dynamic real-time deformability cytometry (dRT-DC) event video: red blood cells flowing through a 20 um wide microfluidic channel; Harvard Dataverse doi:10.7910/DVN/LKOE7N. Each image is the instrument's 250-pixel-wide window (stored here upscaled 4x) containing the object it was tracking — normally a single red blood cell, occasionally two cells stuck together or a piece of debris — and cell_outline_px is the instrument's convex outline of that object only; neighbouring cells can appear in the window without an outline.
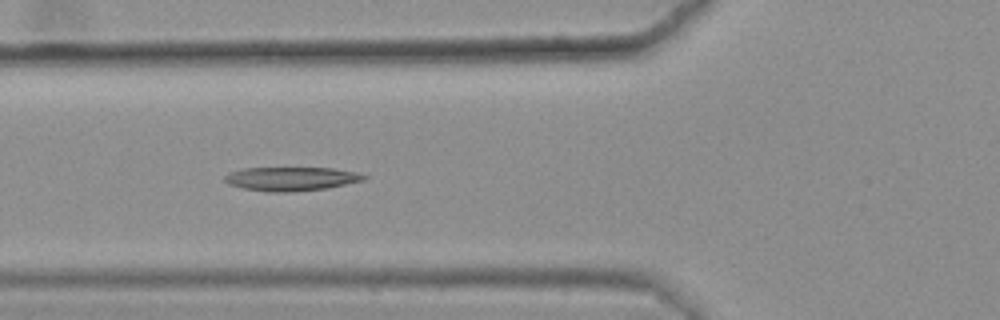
{"species": "common noctule bat (a hibernating species)", "species_latin": "Nyctalus noctula", "temperature_condition": "warm", "stored_images_in_passage": 48, "camera_frame_rate_fps": 3000, "um_per_image_px": 0.085, "animal": {"sex": "female", "body_mass_g": 25.1}, "frame": {"image": 1, "passage_image": 21, "time_ms": 6.667, "image_size_px": [1000, 320], "cell_outline_px": [[368, 176], [364, 180], [324, 188], [292, 192], [268, 192], [244, 188], [228, 184], [224, 180], [224, 176], [228, 172], [244, 168], [332, 168], [356, 172]], "centroid_in_image_um": [24.7, 15.19], "position_along_channel_um": 101.1, "area_um2": 19.19}}